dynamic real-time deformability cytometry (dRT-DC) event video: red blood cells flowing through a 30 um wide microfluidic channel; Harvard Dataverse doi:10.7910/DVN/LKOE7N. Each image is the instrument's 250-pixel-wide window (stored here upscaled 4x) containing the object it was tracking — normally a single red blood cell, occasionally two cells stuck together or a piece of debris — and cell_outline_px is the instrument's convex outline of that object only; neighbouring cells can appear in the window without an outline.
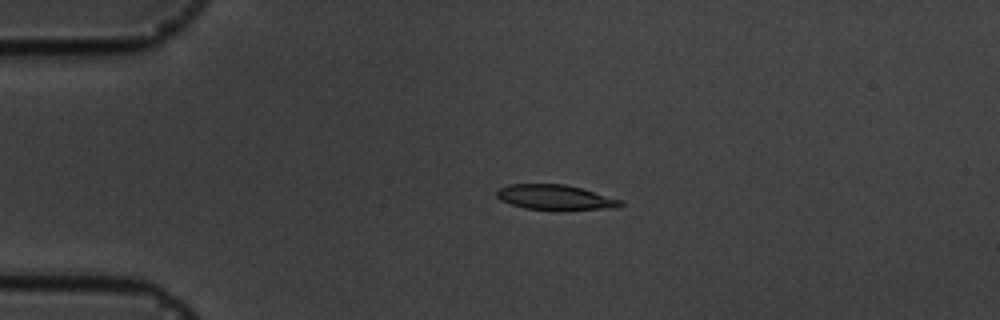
{"species": "common noctule bat (a hibernating species)", "species_latin": "Nyctalus noctula", "temperature_condition": "cold", "stored_images_in_passage": 5, "camera_frame_rate_fps": 3000, "um_per_image_px": 0.085, "animal": {"sex": "male", "body_mass_g": 19.5, "forearm_length_mm": 54.6}, "frame": {"image": 1, "passage_image": 4, "time_ms": 3.667, "image_size_px": [1000, 320], "cell_outline_px": [[624, 204], [616, 208], [560, 212], [524, 208], [500, 200], [496, 196], [496, 192], [500, 188], [508, 184], [564, 184], [580, 188], [624, 200]], "centroid_in_image_um": [47.25, 16.81], "position_along_channel_um": 37.8, "area_um2": 18.73}}